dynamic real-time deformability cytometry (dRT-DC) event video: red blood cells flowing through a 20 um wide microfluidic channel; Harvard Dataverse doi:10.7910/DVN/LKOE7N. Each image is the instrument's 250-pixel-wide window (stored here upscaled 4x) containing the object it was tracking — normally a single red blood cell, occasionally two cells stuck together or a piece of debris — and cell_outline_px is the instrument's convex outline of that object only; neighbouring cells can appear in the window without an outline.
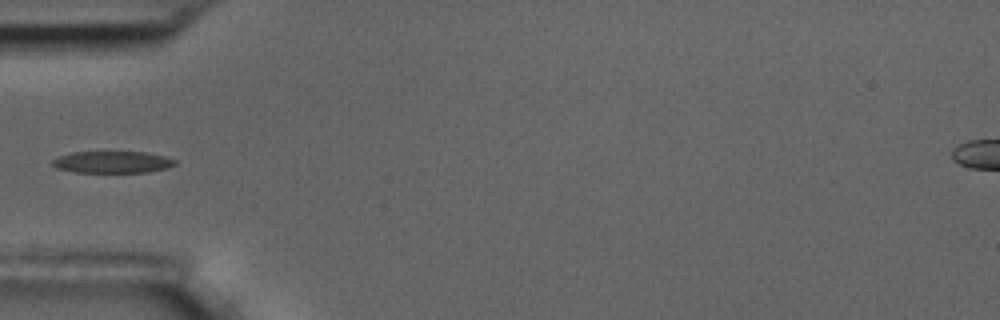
{"species": "common noctule bat (a hibernating species)", "species_latin": "Nyctalus noctula", "temperature_condition": "room temperature", "stored_images_in_passage": 2, "camera_frame_rate_fps": 3000, "um_per_image_px": 0.085, "animal": {"sex": "male", "body_mass_g": 17.5, "forearm_length_mm": 52.3}, "frame": {"image": 1, "passage_image": 2, "time_ms": 1.333, "image_size_px": [1000, 320], "cell_outline_px": [[176, 164], [168, 168], [148, 172], [76, 172], [56, 168], [52, 164], [52, 160], [60, 156], [72, 152], [148, 152], [164, 156], [176, 160]], "centroid_in_image_um": [9.58, 13.77], "position_along_channel_um": 75.4, "area_um2": 15.55}}